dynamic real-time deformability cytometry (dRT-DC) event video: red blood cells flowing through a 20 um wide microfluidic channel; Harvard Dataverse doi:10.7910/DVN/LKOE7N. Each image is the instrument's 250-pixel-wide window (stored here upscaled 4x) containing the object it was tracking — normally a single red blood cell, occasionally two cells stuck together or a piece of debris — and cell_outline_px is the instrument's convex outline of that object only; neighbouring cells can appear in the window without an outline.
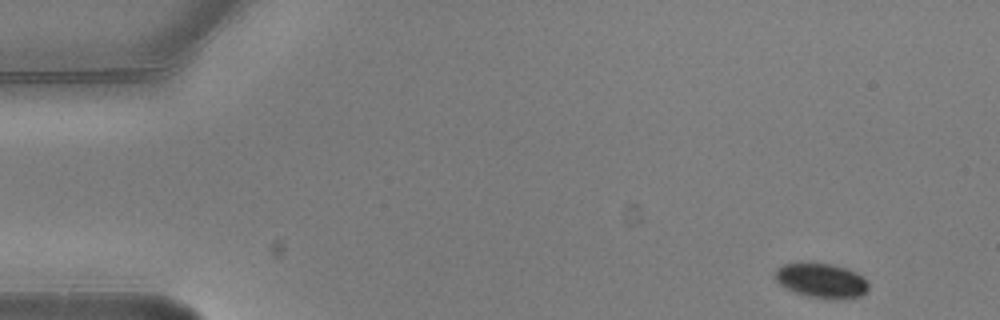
{"species": "common noctule bat (a hibernating species)", "species_latin": "Nyctalus noctula", "temperature_condition": "warm", "stored_images_in_passage": 4, "camera_frame_rate_fps": 3000, "um_per_image_px": 0.085, "animal": {"sex": "male", "body_mass_g": 20.5, "forearm_length_mm": 52.5}, "frame": {"image": 1, "passage_image": 1, "time_ms": 0.0, "image_size_px": [1000, 320], "cell_outline_px": [[868, 288], [860, 296], [808, 296], [796, 292], [780, 284], [776, 280], [776, 268], [784, 264], [832, 264], [856, 272], [864, 276], [868, 284]], "centroid_in_image_um": [69.82, 23.8], "position_along_channel_um": 15.2, "area_um2": 17.69}}
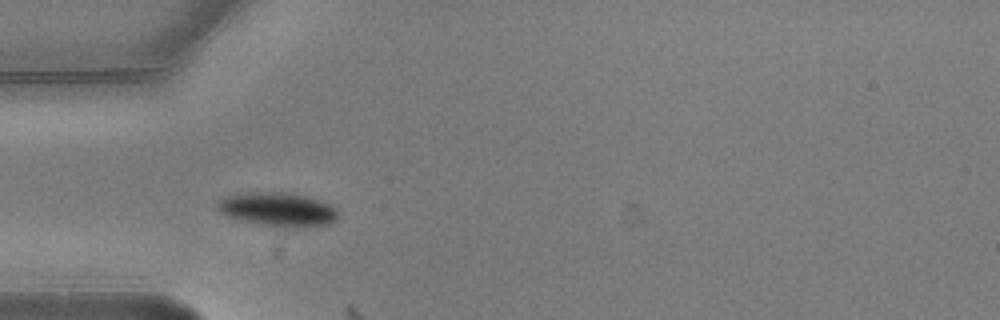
{"frame": {"image": 2, "passage_image": 4, "time_ms": 1.0, "image_size_px": [1000, 320], "cell_outline_px": [[340, 212], [336, 220], [328, 224], [308, 228], [276, 228], [240, 220], [224, 216], [216, 208], [216, 204], [220, 200], [236, 192], [284, 192], [304, 196], [328, 204], [336, 208]], "centroid_in_image_um": [23.59, 17.83], "position_along_channel_um": 61.4, "area_um2": 24.39}}